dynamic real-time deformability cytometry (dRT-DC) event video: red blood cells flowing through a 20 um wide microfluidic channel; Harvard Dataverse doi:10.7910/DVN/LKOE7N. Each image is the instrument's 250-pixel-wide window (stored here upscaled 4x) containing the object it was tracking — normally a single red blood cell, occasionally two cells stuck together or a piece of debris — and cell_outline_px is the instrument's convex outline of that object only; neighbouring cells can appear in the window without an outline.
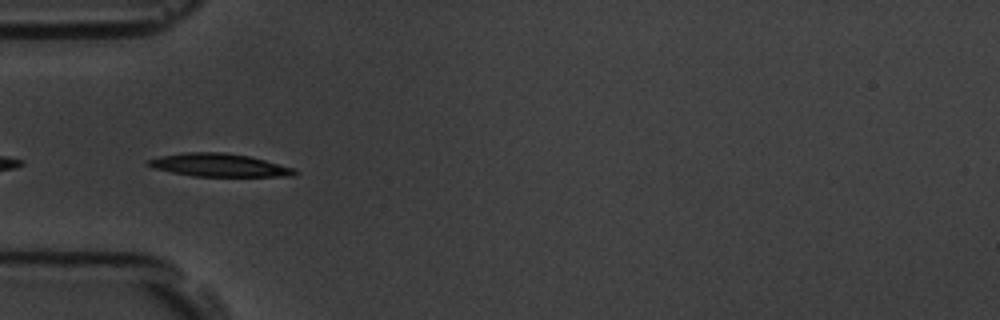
{"species": "common noctule bat (a hibernating species)", "species_latin": "Nyctalus noctula", "temperature_condition": "room temperature", "stored_images_in_passage": 6, "camera_frame_rate_fps": 3000, "um_per_image_px": 0.085, "animal": {"sex": "male", "body_mass_g": 19.5, "forearm_length_mm": 54.6}, "frame": {"image": 1, "passage_image": 2, "time_ms": 0.333, "image_size_px": [1000, 320], "cell_outline_px": [[300, 172], [292, 176], [192, 176], [152, 168], [144, 164], [144, 160], [160, 156], [184, 152], [224, 152], [248, 156], [296, 168]], "centroid_in_image_um": [18.58, 14.03], "position_along_channel_um": 66.4, "area_um2": 19.83}}